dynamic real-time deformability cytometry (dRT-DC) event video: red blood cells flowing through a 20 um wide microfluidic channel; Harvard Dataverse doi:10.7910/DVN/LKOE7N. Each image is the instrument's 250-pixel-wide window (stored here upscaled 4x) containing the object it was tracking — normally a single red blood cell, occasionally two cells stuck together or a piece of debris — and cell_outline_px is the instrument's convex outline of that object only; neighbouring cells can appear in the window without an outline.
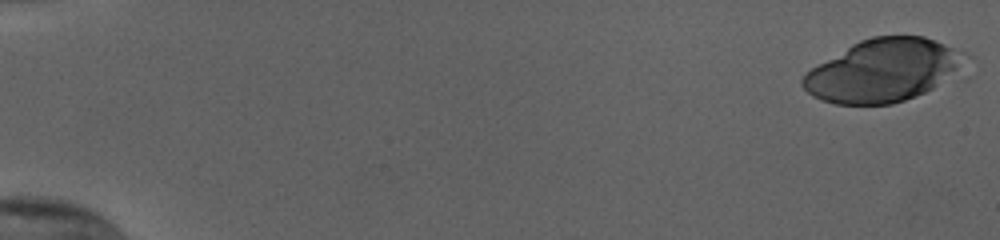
{"species": "human", "species_latin": "Homo sapiens", "temperature_condition": "cold", "stored_images_in_passage": 50, "camera_frame_rate_fps": 3000, "um_per_image_px": 0.085, "donor": {"sex": "female"}, "frame": {"image": 1, "passage_image": 1, "time_ms": 0.0, "image_size_px": [1000, 240], "cell_outline_px": [[976, 56], [956, 72], [932, 88], [916, 96], [892, 104], [836, 104], [812, 96], [800, 84], [800, 80], [804, 72], [852, 44], [860, 40], [872, 36], [924, 36]], "centroid_in_image_um": [75.1, 5.97], "position_along_channel_um": 9.9, "area_um2": 59.48}}
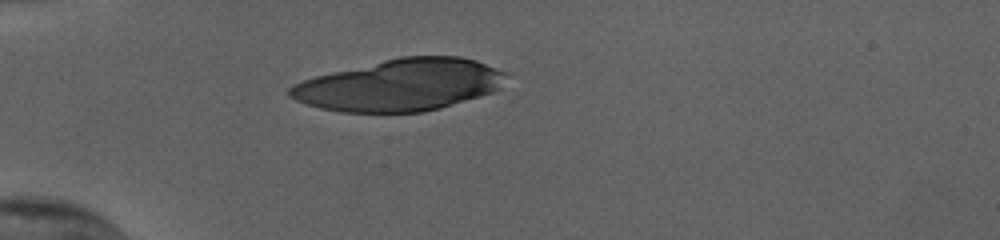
{"frame": {"image": 2, "passage_image": 17, "time_ms": 5.333, "image_size_px": [1000, 240], "cell_outline_px": [[508, 72], [500, 88], [492, 92], [480, 96], [440, 108], [424, 112], [340, 112], [320, 108], [296, 100], [288, 96], [288, 88], [292, 84], [316, 76], [332, 72], [400, 56], [460, 56], [476, 60]], "centroid_in_image_um": [34.02, 7.22], "position_along_channel_um": 51.0, "area_um2": 65.14}}